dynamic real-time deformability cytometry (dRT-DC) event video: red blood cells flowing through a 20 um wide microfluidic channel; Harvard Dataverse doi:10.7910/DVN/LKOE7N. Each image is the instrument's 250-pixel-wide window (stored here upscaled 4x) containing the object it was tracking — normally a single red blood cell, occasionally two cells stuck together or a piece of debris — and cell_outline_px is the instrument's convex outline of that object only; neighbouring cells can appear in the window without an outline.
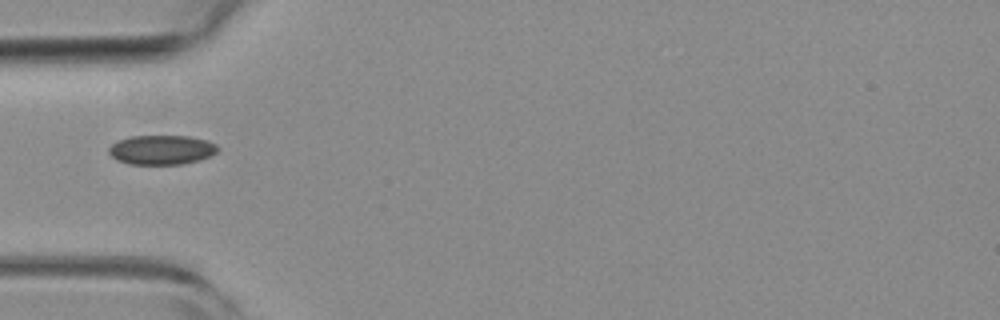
{"species": "common noctule bat (a hibernating species)", "species_latin": "Nyctalus noctula", "temperature_condition": "room temperature", "stored_images_in_passage": 38, "camera_frame_rate_fps": 3000, "um_per_image_px": 0.085, "animal": {"sex": "female", "body_mass_g": 19.3, "forearm_length_mm": 54.1}, "frame": {"image": 1, "passage_image": 1, "time_ms": 0.0, "image_size_px": [1000, 320], "cell_outline_px": [[220, 148], [216, 152], [200, 160], [184, 164], [128, 164], [116, 160], [108, 152], [108, 148], [116, 140], [132, 136], [188, 136], [208, 140], [216, 144]], "centroid_in_image_um": [13.72, 12.73], "position_along_channel_um": 71.3, "area_um2": 18.84}}
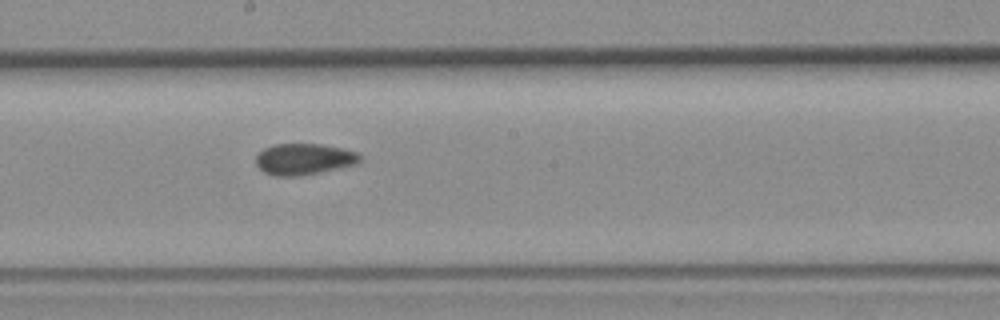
{"frame": {"image": 2, "passage_image": 13, "time_ms": 4.0, "image_size_px": [1000, 320], "cell_outline_px": [[360, 160], [356, 164], [320, 172], [300, 176], [276, 176], [264, 172], [256, 164], [256, 156], [264, 148], [272, 144], [320, 144], [344, 148], [356, 152], [360, 156]], "centroid_in_image_um": [25.82, 13.52], "position_along_channel_um": 222.4, "area_um2": 18.9}}
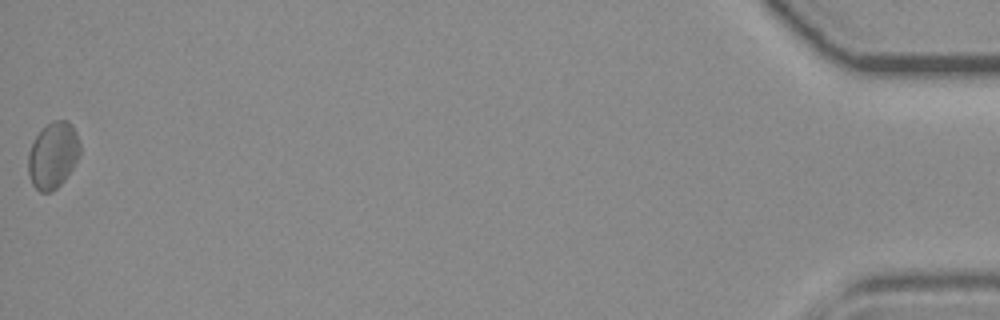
{"frame": {"image": 3, "passage_image": 38, "time_ms": 12.333, "image_size_px": [1000, 320], "cell_outline_px": [[80, 156], [64, 180], [52, 192], [40, 192], [32, 184], [28, 172], [28, 152], [36, 136], [52, 120], [68, 120], [72, 124], [76, 132], [80, 144]], "centroid_in_image_um": [4.51, 13.19], "position_along_channel_um": 430.7, "area_um2": 20.0}}